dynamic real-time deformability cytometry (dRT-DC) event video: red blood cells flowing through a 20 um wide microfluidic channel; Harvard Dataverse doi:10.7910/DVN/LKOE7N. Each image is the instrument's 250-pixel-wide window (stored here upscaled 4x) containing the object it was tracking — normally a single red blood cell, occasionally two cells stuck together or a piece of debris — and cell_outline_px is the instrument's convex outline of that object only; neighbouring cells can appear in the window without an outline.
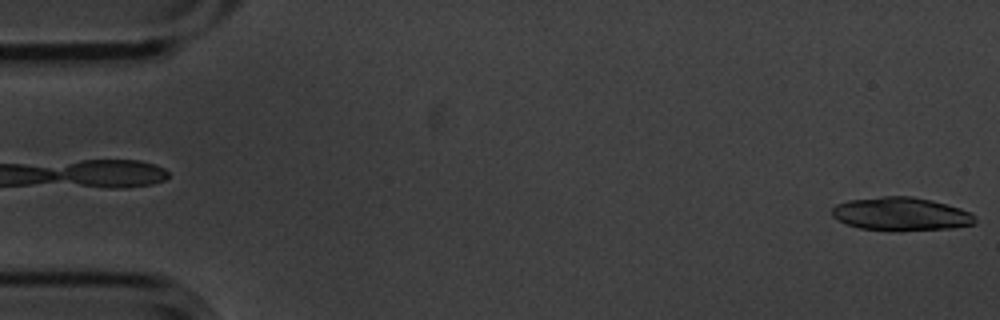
{"species": "common noctule bat (a hibernating species)", "species_latin": "Nyctalus noctula", "temperature_condition": "cold", "stored_images_in_passage": 5, "camera_frame_rate_fps": 3000, "um_per_image_px": 0.085, "animal": {"sex": "male", "body_mass_g": 20.1, "forearm_length_mm": 53.5}, "frame": {"image": 1, "passage_image": 5, "time_ms": 1.333, "image_size_px": [1000, 320], "cell_outline_px": [[976, 224], [952, 228], [900, 232], [896, 232], [860, 228], [836, 220], [832, 216], [832, 208], [836, 204], [848, 200], [880, 196], [912, 196], [932, 200], [960, 208], [972, 212], [976, 216]], "centroid_in_image_um": [76.61, 18.2], "position_along_channel_um": 8.4, "area_um2": 28.44}}